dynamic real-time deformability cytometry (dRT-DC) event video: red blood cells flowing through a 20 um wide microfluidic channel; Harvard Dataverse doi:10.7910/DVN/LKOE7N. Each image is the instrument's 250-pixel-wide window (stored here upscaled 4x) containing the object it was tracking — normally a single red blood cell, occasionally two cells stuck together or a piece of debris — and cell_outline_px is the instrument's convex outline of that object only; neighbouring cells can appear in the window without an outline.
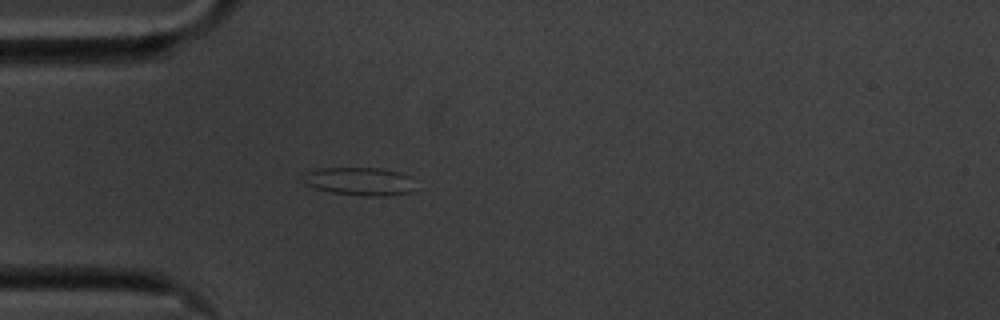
{"species": "common noctule bat (a hibernating species)", "species_latin": "Nyctalus noctula", "temperature_condition": "cold", "stored_images_in_passage": 42, "camera_frame_rate_fps": 3000, "um_per_image_px": 0.085, "animal": {"sex": "male", "body_mass_g": 20.1, "forearm_length_mm": 53.5}, "frame": {"image": 1, "passage_image": 1, "time_ms": 0.0, "image_size_px": [1000, 320], "cell_outline_px": [[412, 192], [388, 196], [364, 196], [332, 192], [316, 188], [308, 184], [304, 176], [304, 172], [320, 168], [384, 168], [400, 172], [412, 176]], "centroid_in_image_um": [30.63, 15.4], "position_along_channel_um": 54.4, "area_um2": 18.32}}
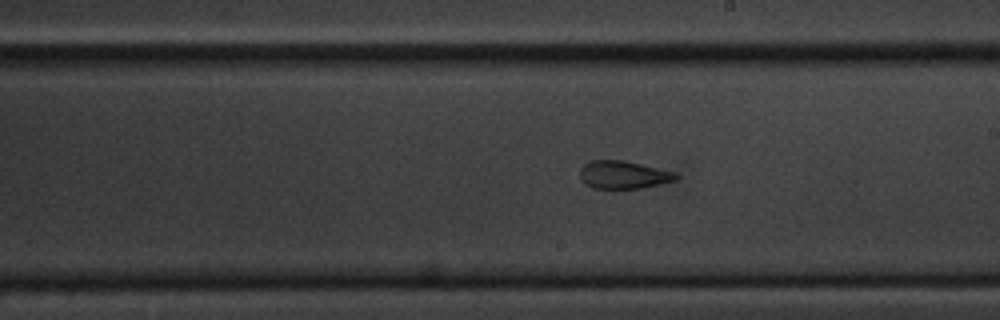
{"frame": {"image": 2, "passage_image": 17, "time_ms": 5.333, "image_size_px": [1000, 320], "cell_outline_px": [[680, 176], [676, 180], [660, 184], [640, 188], [592, 188], [584, 184], [580, 180], [580, 168], [584, 164], [592, 160], [624, 160], [676, 172]], "centroid_in_image_um": [52.98, 14.85], "position_along_channel_um": 236.0, "area_um2": 15.72}}
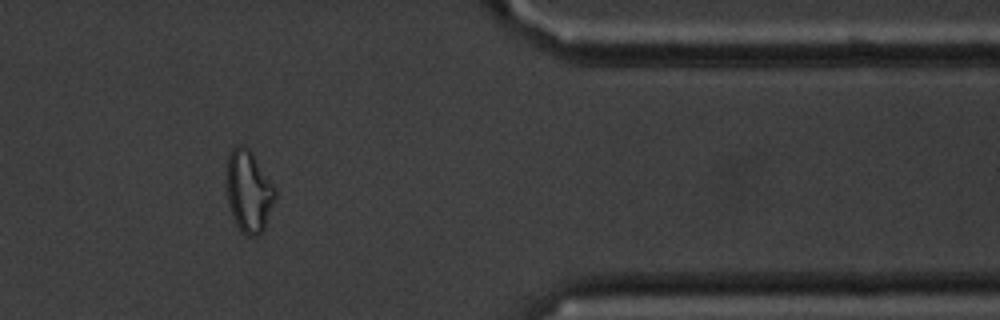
{"frame": {"image": 3, "passage_image": 32, "time_ms": 10.333, "image_size_px": [1000, 320], "cell_outline_px": [[276, 196], [264, 228], [256, 236], [248, 236], [240, 232], [232, 216], [228, 204], [228, 156], [232, 148], [240, 144], [244, 144], [252, 152], [272, 184], [276, 192]], "centroid_in_image_um": [21.14, 16.27], "position_along_channel_um": 390.3, "area_um2": 22.72}, "authors_computed_cell_mechanics": {"area_um2": 16.2707, "velocity_mm_per_s": 3.5161, "shape_relaxation_time_tau1_ms": null, "shape_relaxation_time_tau2_ms": 2.126, "deformation_change_tau1": null, "deformation_change_tau2": 0.0904}}